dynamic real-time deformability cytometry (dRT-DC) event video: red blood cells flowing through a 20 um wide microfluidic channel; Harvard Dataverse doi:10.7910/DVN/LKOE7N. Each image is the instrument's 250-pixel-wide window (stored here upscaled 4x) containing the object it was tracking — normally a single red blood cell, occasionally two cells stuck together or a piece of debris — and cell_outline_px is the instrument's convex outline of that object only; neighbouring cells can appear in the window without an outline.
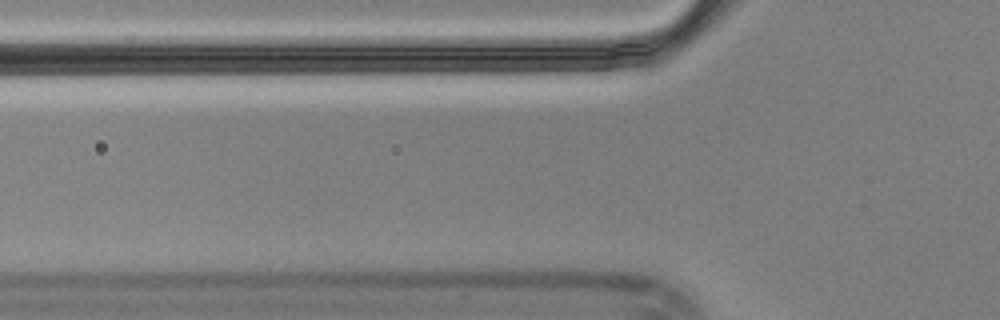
{"species": "Egyptian fruit bat (a non-hibernating species)", "species_latin": "Rousettus aegyptiacus", "temperature_condition": "cold", "stored_images_in_passage": 3, "camera_frame_rate_fps": 3000, "um_per_image_px": 0.085, "animal": {"sex": "male"}, "frame": {"image": 1, "passage_image": 2, "time_ms": 0.333, "image_size_px": [1000, 320], "cell_outline_px": [[612, 268], [608, 272], [472, 272], [460, 268], [460, 264], [492, 260], [600, 260]], "centroid_in_image_um": [45.65, 22.63], "position_along_channel_um": 80.1, "area_um2": 12.14}}